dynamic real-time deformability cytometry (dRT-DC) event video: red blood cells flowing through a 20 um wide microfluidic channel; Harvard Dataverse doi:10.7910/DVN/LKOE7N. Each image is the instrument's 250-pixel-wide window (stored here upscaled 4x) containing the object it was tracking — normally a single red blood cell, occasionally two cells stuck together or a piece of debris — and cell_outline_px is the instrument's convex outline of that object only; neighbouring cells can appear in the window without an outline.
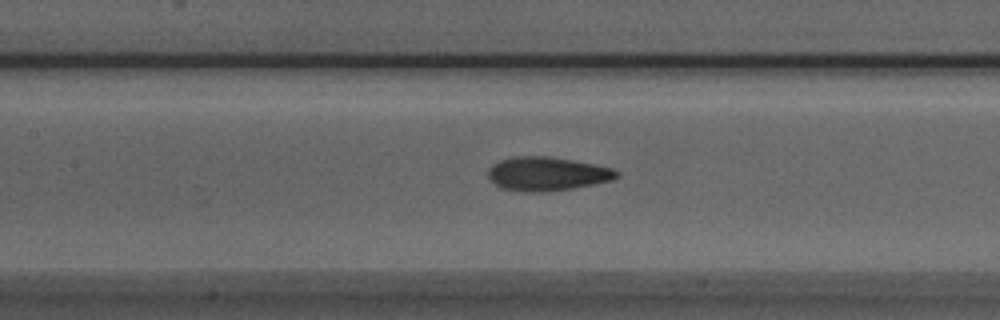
{"species": "Egyptian fruit bat (a non-hibernating species)", "species_latin": "Rousettus aegyptiacus", "temperature_condition": "room temperature", "stored_images_in_passage": 28, "camera_frame_rate_fps": 3000, "um_per_image_px": 0.085, "animal": {"sex": "male"}, "frame": {"image": 1, "passage_image": 10, "time_ms": 3.0, "image_size_px": [1000, 320], "cell_outline_px": [[620, 176], [612, 180], [572, 188], [540, 192], [524, 192], [500, 188], [488, 176], [488, 168], [492, 164], [500, 160], [512, 156], [548, 156], [572, 160], [612, 168], [620, 172]], "centroid_in_image_um": [46.48, 14.77], "position_along_channel_um": 160.9, "area_um2": 25.26}}
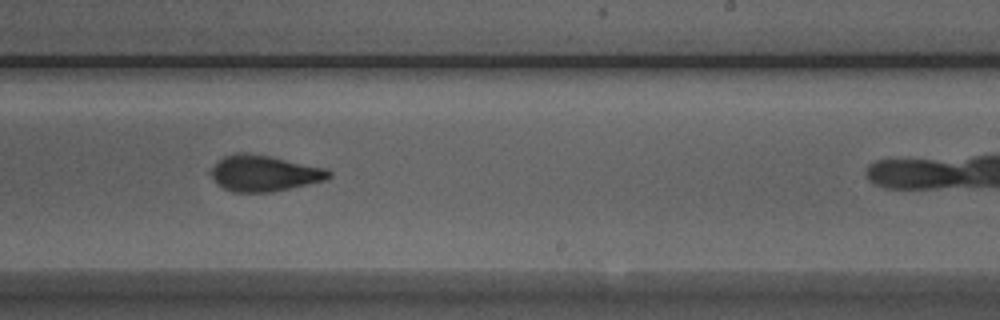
{"frame": {"image": 2, "passage_image": 18, "time_ms": 5.667, "image_size_px": [1000, 320], "cell_outline_px": [[332, 176], [324, 180], [272, 192], [232, 192], [216, 184], [212, 176], [212, 168], [224, 156], [240, 152], [244, 152], [272, 156], [328, 168], [332, 172]], "centroid_in_image_um": [22.49, 14.72], "position_along_channel_um": 266.5, "area_um2": 24.74}}
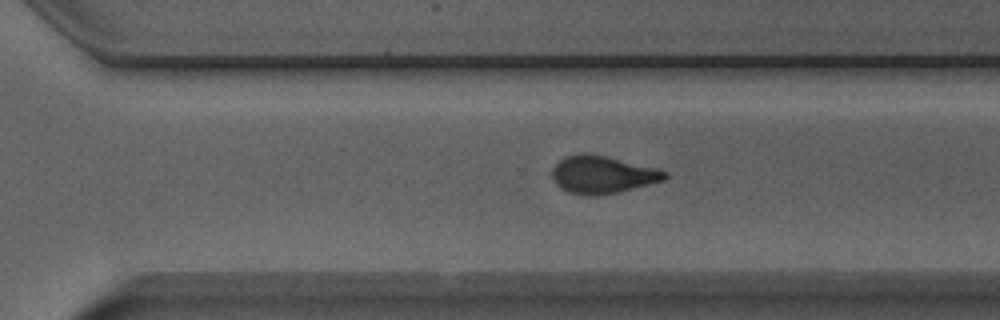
{"frame": {"image": 3, "passage_image": 22, "time_ms": 7.0, "image_size_px": [1000, 320], "cell_outline_px": [[668, 176], [664, 180], [616, 192], [596, 196], [588, 196], [568, 192], [560, 188], [556, 184], [552, 176], [552, 168], [564, 156], [588, 152], [668, 172]], "centroid_in_image_um": [51.13, 14.85], "position_along_channel_um": 319.5, "area_um2": 24.22}}